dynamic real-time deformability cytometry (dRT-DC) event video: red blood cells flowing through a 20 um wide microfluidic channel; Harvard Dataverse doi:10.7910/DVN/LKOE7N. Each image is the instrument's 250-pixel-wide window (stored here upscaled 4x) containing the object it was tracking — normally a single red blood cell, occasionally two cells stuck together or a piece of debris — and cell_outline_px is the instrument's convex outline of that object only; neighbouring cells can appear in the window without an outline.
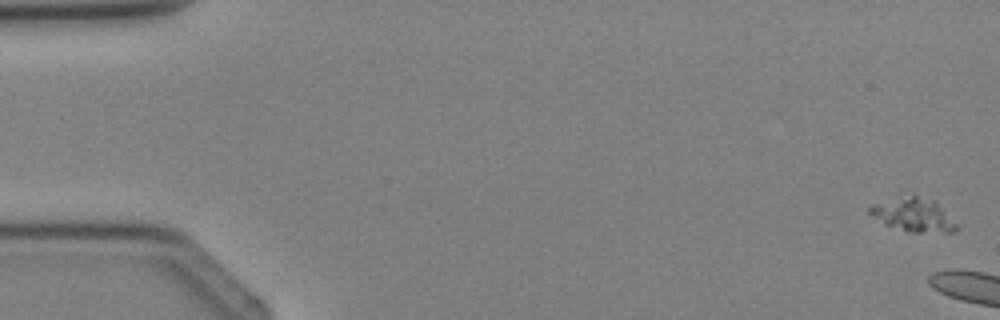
{"species": "Egyptian fruit bat (a non-hibernating species)", "species_latin": "Rousettus aegyptiacus", "temperature_condition": "cold", "stored_images_in_passage": 6, "camera_frame_rate_fps": 3000, "um_per_image_px": 0.085, "animal": {"sex": "female"}, "frame": {"image": 1, "passage_image": 1, "time_ms": 0.0, "image_size_px": [1000, 320], "cell_outline_px": [[960, 228], [956, 232], [908, 232], [884, 224], [872, 216], [868, 212], [868, 208], [872, 204], [900, 192], [912, 192], [936, 200]], "centroid_in_image_um": [77.61, 18.17], "position_along_channel_um": 7.4, "area_um2": 18.15}}